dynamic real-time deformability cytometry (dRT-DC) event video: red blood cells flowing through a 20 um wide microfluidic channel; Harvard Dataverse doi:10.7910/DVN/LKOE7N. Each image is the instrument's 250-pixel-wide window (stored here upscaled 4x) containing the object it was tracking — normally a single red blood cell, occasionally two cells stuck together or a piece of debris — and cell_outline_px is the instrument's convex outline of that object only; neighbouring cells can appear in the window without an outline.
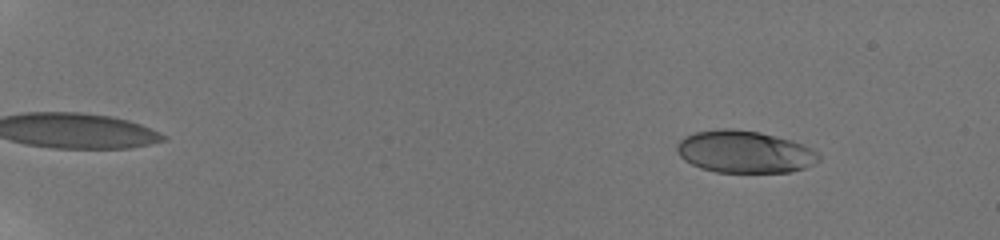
{"species": "human", "species_latin": "Homo sapiens", "temperature_condition": "room temperature", "stored_images_in_passage": 42, "camera_frame_rate_fps": 3000, "um_per_image_px": 0.085, "donor": {"sex": "male"}, "frame": {"image": 1, "passage_image": 8, "time_ms": 1.333, "image_size_px": [1000, 240], "cell_outline_px": [[820, 160], [804, 168], [792, 172], [716, 172], [700, 168], [684, 160], [680, 156], [676, 148], [676, 144], [684, 136], [696, 132], [720, 128], [732, 128], [760, 132], [804, 144], [816, 152], [820, 156]], "centroid_in_image_um": [63.26, 12.9], "position_along_channel_um": 21.7, "area_um2": 34.91}}
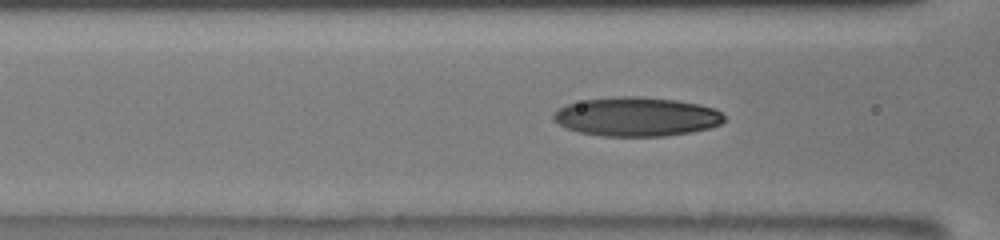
{"frame": {"image": 2, "passage_image": 37, "time_ms": 8.0, "image_size_px": [1000, 240], "cell_outline_px": [[724, 120], [720, 124], [708, 128], [692, 132], [664, 136], [600, 136], [580, 132], [568, 128], [552, 120], [552, 116], [560, 108], [568, 104], [584, 100], [620, 96], [640, 96], [676, 100], [716, 108], [724, 116]], "centroid_in_image_um": [54.12, 9.92], "position_along_channel_um": 112.5, "area_um2": 38.67}}
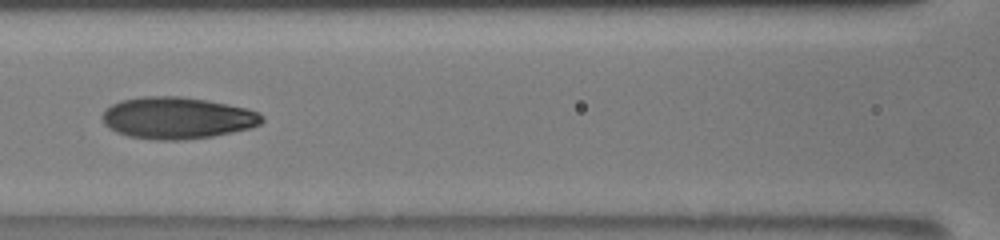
{"frame": {"image": 3, "passage_image": 40, "time_ms": 9.0, "image_size_px": [1000, 240], "cell_outline_px": [[264, 120], [260, 124], [248, 128], [232, 132], [212, 136], [184, 140], [156, 140], [128, 136], [116, 132], [108, 128], [104, 124], [100, 116], [112, 104], [120, 100], [144, 96], [180, 96], [208, 100], [244, 108], [256, 112], [264, 116]], "centroid_in_image_um": [15.02, 10.03], "position_along_channel_um": 151.6, "area_um2": 38.84}}